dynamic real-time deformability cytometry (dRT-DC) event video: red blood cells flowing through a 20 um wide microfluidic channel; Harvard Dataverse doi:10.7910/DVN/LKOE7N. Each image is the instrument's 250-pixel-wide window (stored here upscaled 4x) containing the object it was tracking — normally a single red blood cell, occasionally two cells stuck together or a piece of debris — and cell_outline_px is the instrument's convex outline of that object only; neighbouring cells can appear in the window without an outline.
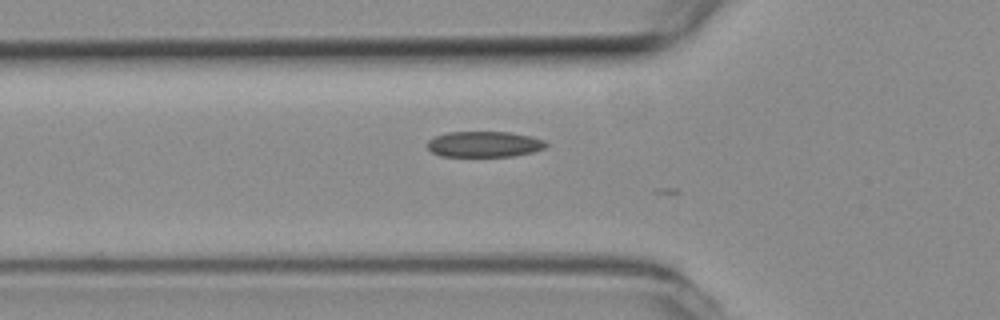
{"species": "common noctule bat (a hibernating species)", "species_latin": "Nyctalus noctula", "temperature_condition": "room temperature", "stored_images_in_passage": 7, "camera_frame_rate_fps": 3000, "um_per_image_px": 0.085, "animal": {"sex": "female", "body_mass_g": 19.3, "forearm_length_mm": 54.1}, "frame": {"image": 1, "passage_image": 6, "time_ms": 1.667, "image_size_px": [1000, 320], "cell_outline_px": [[548, 144], [544, 148], [532, 152], [512, 156], [440, 156], [432, 152], [428, 148], [428, 140], [436, 136], [448, 132], [508, 132], [532, 136], [544, 140]], "centroid_in_image_um": [41.17, 12.25], "position_along_channel_um": 84.6, "area_um2": 17.74}}